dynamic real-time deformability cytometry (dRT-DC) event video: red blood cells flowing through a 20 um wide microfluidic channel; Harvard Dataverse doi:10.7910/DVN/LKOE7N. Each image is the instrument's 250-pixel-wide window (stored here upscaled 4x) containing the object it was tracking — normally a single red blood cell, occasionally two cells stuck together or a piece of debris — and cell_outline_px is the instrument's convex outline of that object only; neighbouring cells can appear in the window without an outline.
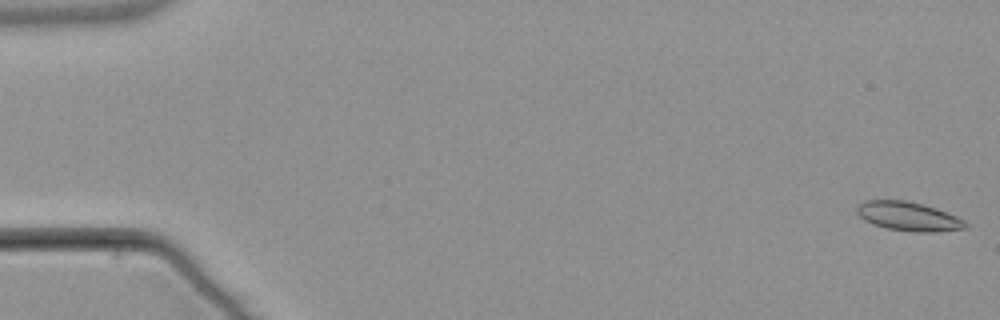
{"species": "common noctule bat (a hibernating species)", "species_latin": "Nyctalus noctula", "temperature_condition": "warm", "stored_images_in_passage": 55, "camera_frame_rate_fps": 3000, "um_per_image_px": 0.085, "animal": {"sex": "male", "body_mass_g": 21.5, "forearm_length_mm": 52.0}, "frame": {"image": 1, "passage_image": 1, "time_ms": 0.0, "image_size_px": [1000, 320], "cell_outline_px": [[968, 228], [936, 232], [912, 232], [888, 228], [872, 224], [864, 220], [856, 212], [856, 204], [864, 200], [904, 200], [936, 208], [956, 216], [964, 220], [968, 224]], "centroid_in_image_um": [77.2, 18.39], "position_along_channel_um": 7.8, "area_um2": 18.44}}
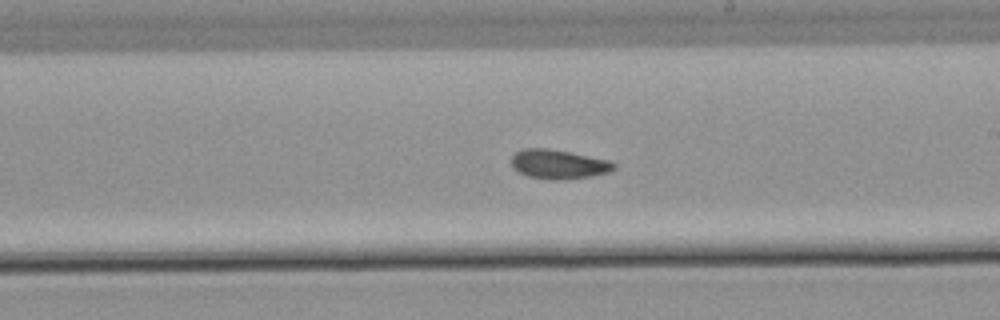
{"frame": {"image": 2, "passage_image": 32, "time_ms": 10.333, "image_size_px": [1000, 320], "cell_outline_px": [[616, 168], [608, 172], [592, 176], [560, 180], [552, 180], [528, 176], [512, 168], [512, 156], [516, 152], [524, 148], [548, 148], [608, 160], [616, 164]], "centroid_in_image_um": [47.46, 13.96], "position_along_channel_um": 241.5, "area_um2": 17.34}}
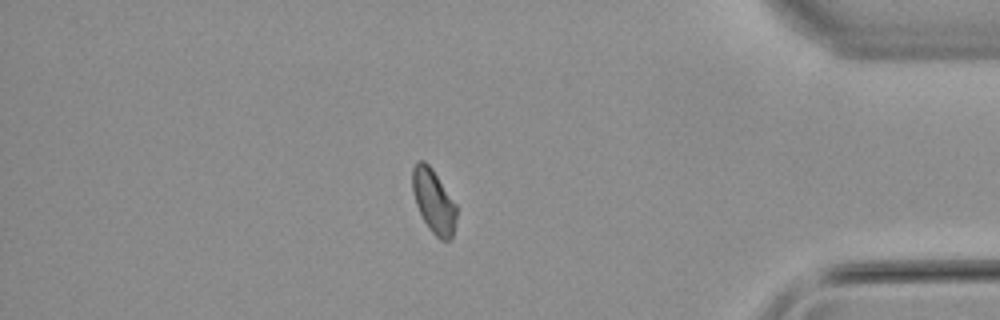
{"frame": {"image": 3, "passage_image": 47, "time_ms": 15.333, "image_size_px": [1000, 320], "cell_outline_px": [[456, 220], [452, 240], [440, 240], [428, 228], [416, 204], [412, 192], [412, 168], [416, 160], [424, 160], [432, 168], [456, 204]], "centroid_in_image_um": [36.85, 17.09], "position_along_channel_um": 398.3, "area_um2": 16.47}, "authors_computed_cell_mechanics": {"area_um2": 17.2244, "velocity_mm_per_s": 3.8106, "shape_relaxation_time_tau1_ms": null, "shape_relaxation_time_tau2_ms": 2.53, "deformation_change_tau1": null, "deformation_change_tau2": 0.0624}}